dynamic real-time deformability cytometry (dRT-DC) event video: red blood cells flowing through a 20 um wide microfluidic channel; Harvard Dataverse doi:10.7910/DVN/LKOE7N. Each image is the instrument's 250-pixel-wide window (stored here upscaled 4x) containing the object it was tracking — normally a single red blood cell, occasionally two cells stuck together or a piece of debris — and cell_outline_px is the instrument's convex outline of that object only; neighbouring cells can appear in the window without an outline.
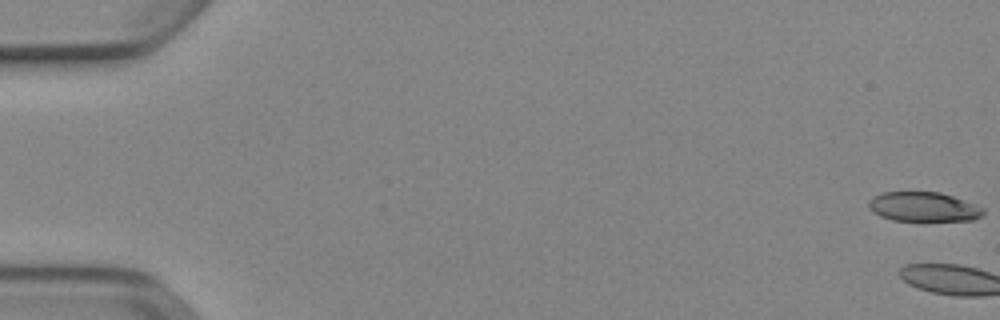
{"species": "Egyptian fruit bat (a non-hibernating species)", "species_latin": "Rousettus aegyptiacus", "temperature_condition": "cold", "stored_images_in_passage": 3, "camera_frame_rate_fps": 3000, "um_per_image_px": 0.085, "animal": {"sex": "female"}, "frame": {"image": 1, "passage_image": 1, "time_ms": 0.0, "image_size_px": [1000, 320], "cell_outline_px": [[984, 212], [980, 216], [972, 220], [892, 220], [880, 216], [872, 212], [868, 208], [868, 200], [872, 196], [884, 192], [940, 192], [964, 200], [984, 208]], "centroid_in_image_um": [78.44, 17.57], "position_along_channel_um": 6.6, "area_um2": 19.59}}